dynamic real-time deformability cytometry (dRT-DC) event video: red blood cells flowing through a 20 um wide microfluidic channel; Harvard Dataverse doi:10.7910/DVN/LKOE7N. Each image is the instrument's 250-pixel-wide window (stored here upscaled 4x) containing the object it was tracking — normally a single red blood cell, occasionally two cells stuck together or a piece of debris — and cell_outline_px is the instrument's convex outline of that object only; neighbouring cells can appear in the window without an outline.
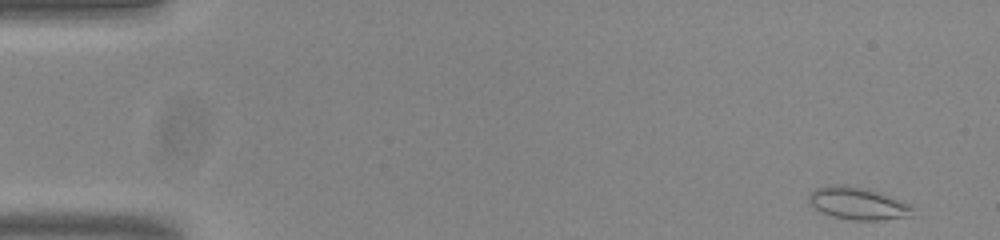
{"species": "common noctule bat (a hibernating species)", "species_latin": "Nyctalus noctula", "temperature_condition": "room temperature", "stored_images_in_passage": 15, "camera_frame_rate_fps": 3000, "um_per_image_px": 0.085, "animal": {"sex": "male", "body_mass_g": 20.0, "forearm_length_mm": 53.3}, "frame": {"image": 1, "passage_image": 1, "time_ms": 0.0, "image_size_px": [1000, 240], "cell_outline_px": [[912, 216], [880, 220], [852, 220], [832, 216], [816, 208], [808, 200], [808, 196], [816, 188], [828, 184], [844, 184], [868, 188], [892, 196], [908, 204], [912, 208]], "centroid_in_image_um": [72.92, 17.27], "position_along_channel_um": 12.1, "area_um2": 19.59}}